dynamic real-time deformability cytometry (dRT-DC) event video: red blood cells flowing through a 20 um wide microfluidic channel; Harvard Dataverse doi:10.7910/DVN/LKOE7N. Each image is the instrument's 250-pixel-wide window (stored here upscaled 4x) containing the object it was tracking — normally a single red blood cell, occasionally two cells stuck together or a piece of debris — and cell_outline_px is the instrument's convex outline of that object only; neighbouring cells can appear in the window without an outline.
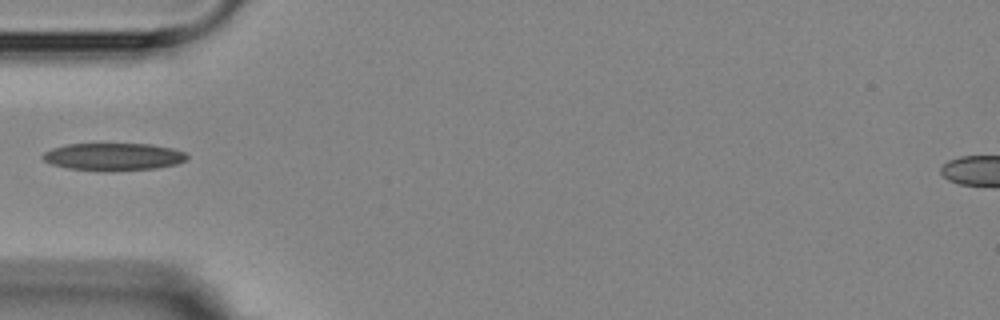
{"species": "Egyptian fruit bat (a non-hibernating species)", "species_latin": "Rousettus aegyptiacus", "temperature_condition": "room temperature", "stored_images_in_passage": 7, "camera_frame_rate_fps": 3000, "um_per_image_px": 0.085, "animal": {"sex": "female"}, "frame": {"image": 1, "passage_image": 6, "time_ms": 5.667, "image_size_px": [1000, 320], "cell_outline_px": [[188, 156], [184, 160], [176, 164], [156, 168], [104, 172], [68, 168], [52, 164], [44, 160], [40, 156], [44, 152], [52, 148], [68, 144], [152, 144], [172, 148], [184, 152]], "centroid_in_image_um": [9.61, 13.33], "position_along_channel_um": 75.4, "area_um2": 23.18}}
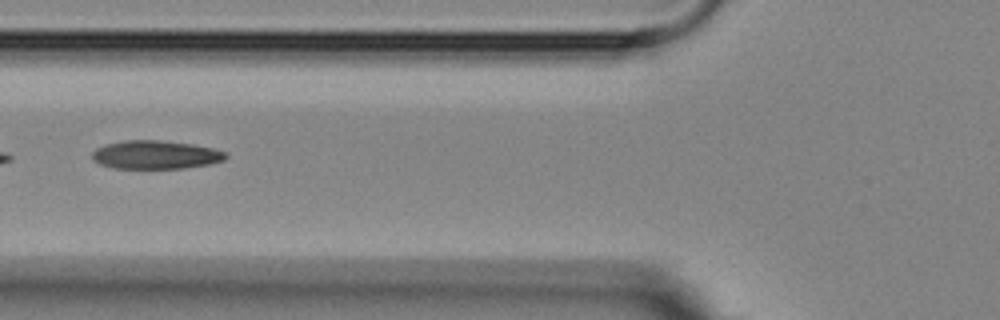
{"frame": {"image": 2, "passage_image": 7, "time_ms": 6.667, "image_size_px": [1000, 320], "cell_outline_px": [[228, 156], [224, 160], [208, 164], [184, 168], [112, 168], [100, 164], [92, 160], [92, 152], [96, 148], [104, 144], [124, 140], [156, 140], [192, 144], [212, 148], [224, 152]], "centroid_in_image_um": [13.17, 13.15], "position_along_channel_um": 112.6, "area_um2": 22.08}}